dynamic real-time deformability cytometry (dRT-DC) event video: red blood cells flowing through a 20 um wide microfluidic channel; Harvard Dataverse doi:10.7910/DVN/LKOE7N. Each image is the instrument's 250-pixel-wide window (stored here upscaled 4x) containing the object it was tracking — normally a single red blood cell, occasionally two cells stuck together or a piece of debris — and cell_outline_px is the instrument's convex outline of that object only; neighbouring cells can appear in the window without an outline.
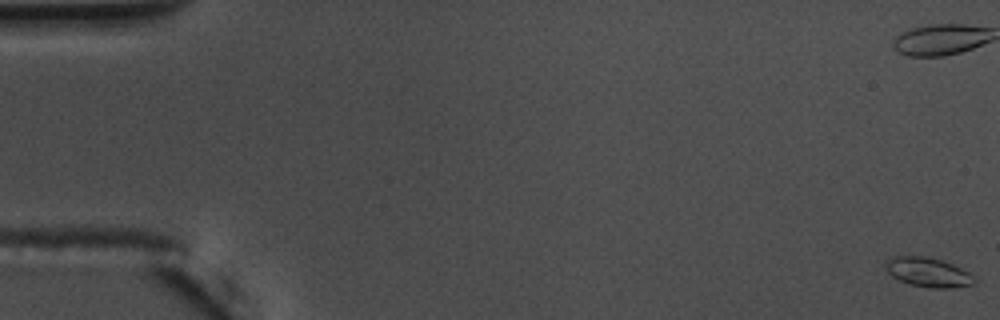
{"species": "common noctule bat (a hibernating species)", "species_latin": "Nyctalus noctula", "temperature_condition": "warm", "stored_images_in_passage": 57, "camera_frame_rate_fps": 3000, "um_per_image_px": 0.085, "animal": {"sex": "male", "body_mass_g": 17.5, "forearm_length_mm": 52.3}, "frame": {"image": 1, "passage_image": 1, "time_ms": 0.0, "image_size_px": [1000, 320], "cell_outline_px": [[976, 284], [952, 288], [936, 288], [912, 284], [900, 280], [892, 276], [888, 272], [884, 264], [888, 260], [896, 256], [920, 256], [940, 260], [952, 264], [968, 272], [976, 280]], "centroid_in_image_um": [78.91, 23.15], "position_along_channel_um": 6.1, "area_um2": 14.85}}